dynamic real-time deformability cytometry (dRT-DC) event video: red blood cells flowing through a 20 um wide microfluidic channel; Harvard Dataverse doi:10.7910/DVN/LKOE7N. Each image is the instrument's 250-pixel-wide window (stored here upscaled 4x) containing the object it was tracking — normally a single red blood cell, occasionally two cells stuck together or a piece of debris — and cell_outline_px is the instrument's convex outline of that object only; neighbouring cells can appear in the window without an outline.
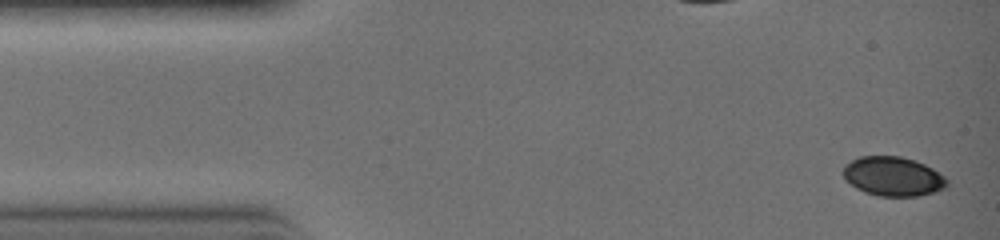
{"species": "common noctule bat (a hibernating species)", "species_latin": "Nyctalus noctula", "temperature_condition": "warm", "stored_images_in_passage": 3, "camera_frame_rate_fps": 3000, "um_per_image_px": 0.085, "animal": {"sex": "female", "body_mass_g": 19.0, "forearm_length_mm": 51.5}, "frame": {"image": 1, "passage_image": 1, "time_ms": 0.0, "image_size_px": [1000, 240], "cell_outline_px": [[948, 184], [944, 188], [936, 192], [920, 196], [880, 196], [864, 192], [856, 188], [840, 172], [844, 164], [860, 156], [900, 156], [916, 160], [932, 168], [944, 176], [948, 180]], "centroid_in_image_um": [75.91, 14.99], "position_along_channel_um": 9.1, "area_um2": 23.93}}